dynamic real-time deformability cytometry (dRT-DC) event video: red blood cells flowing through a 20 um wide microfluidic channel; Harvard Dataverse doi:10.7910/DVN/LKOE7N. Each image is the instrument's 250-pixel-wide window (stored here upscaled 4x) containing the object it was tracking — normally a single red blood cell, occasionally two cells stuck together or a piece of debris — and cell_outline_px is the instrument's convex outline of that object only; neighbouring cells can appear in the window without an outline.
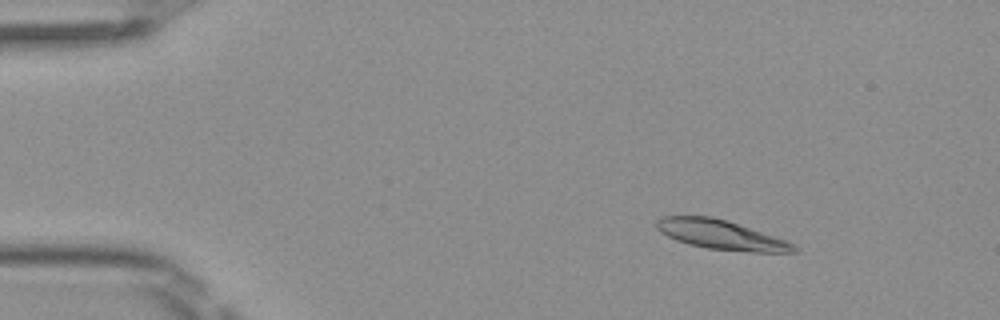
{"species": "Egyptian fruit bat (a non-hibernating species)", "species_latin": "Rousettus aegyptiacus", "temperature_condition": "room temperature", "stored_images_in_passage": 4, "camera_frame_rate_fps": 3000, "um_per_image_px": 0.085, "frame": {"image": 1, "passage_image": 2, "time_ms": 0.333, "image_size_px": [1000, 320], "cell_outline_px": [[800, 248], [796, 252], [752, 252], [708, 248], [688, 244], [676, 240], [660, 232], [656, 228], [656, 220], [664, 216], [712, 216], [728, 220], [784, 240]], "centroid_in_image_um": [61.25, 19.95], "position_along_channel_um": 23.7, "area_um2": 23.29}}